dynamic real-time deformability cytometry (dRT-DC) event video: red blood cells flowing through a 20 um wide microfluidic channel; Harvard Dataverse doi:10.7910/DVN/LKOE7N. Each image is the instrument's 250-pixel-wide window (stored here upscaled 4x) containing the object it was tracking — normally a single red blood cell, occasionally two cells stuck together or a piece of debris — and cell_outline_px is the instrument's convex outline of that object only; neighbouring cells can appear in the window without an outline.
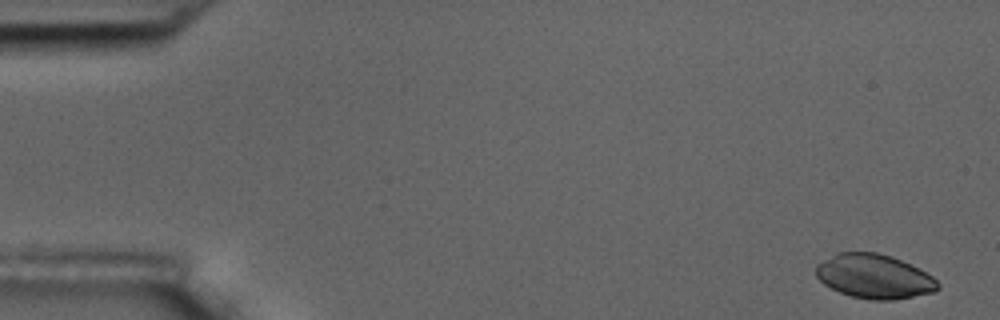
{"species": "common noctule bat (a hibernating species)", "species_latin": "Nyctalus noctula", "temperature_condition": "room temperature", "stored_images_in_passage": 5, "camera_frame_rate_fps": 3000, "um_per_image_px": 0.085, "animal": {"sex": "male", "body_mass_g": 17.5, "forearm_length_mm": 52.3}, "frame": {"image": 1, "passage_image": 1, "time_ms": 0.0, "image_size_px": [1000, 320], "cell_outline_px": [[940, 288], [936, 292], [892, 300], [868, 300], [852, 296], [840, 292], [824, 284], [816, 276], [816, 264], [836, 252], [876, 252], [892, 256], [932, 276], [940, 284]], "centroid_in_image_um": [74.3, 23.5], "position_along_channel_um": 10.7, "area_um2": 31.39}}